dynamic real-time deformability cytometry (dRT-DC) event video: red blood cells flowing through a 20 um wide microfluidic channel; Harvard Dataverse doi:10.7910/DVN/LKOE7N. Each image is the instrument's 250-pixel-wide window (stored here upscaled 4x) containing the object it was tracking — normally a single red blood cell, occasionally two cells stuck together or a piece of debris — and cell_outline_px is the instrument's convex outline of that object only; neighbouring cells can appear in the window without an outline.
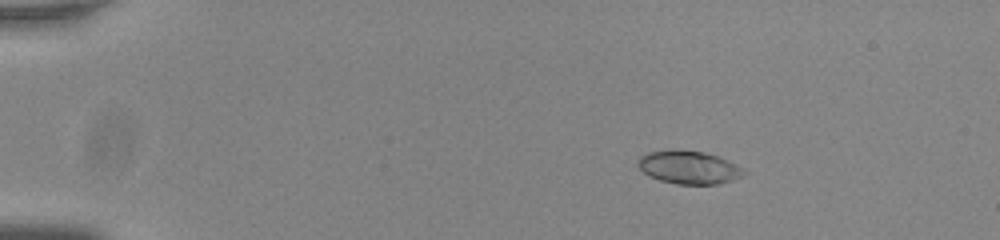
{"species": "common noctule bat (a hibernating species)", "species_latin": "Nyctalus noctula", "temperature_condition": "room temperature", "stored_images_in_passage": 48, "camera_frame_rate_fps": 3000, "um_per_image_px": 0.085, "animal": {"sex": "male", "body_mass_g": 20.0, "forearm_length_mm": 53.3}, "frame": {"image": 1, "passage_image": 2, "time_ms": 0.333, "image_size_px": [1000, 240], "cell_outline_px": [[748, 172], [744, 176], [732, 180], [716, 184], [676, 184], [660, 180], [648, 176], [636, 164], [636, 160], [640, 156], [648, 152], [704, 152], [728, 160], [744, 168]], "centroid_in_image_um": [58.59, 14.27], "position_along_channel_um": 26.4, "area_um2": 20.0}}
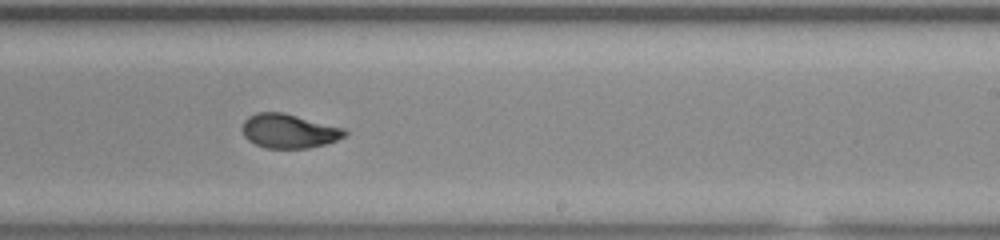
{"frame": {"image": 2, "passage_image": 28, "time_ms": 9.0, "image_size_px": [1000, 240], "cell_outline_px": [[348, 132], [344, 136], [336, 140], [324, 144], [308, 148], [264, 148], [248, 140], [244, 136], [240, 128], [244, 120], [248, 116], [256, 112], [284, 112], [344, 128]], "centroid_in_image_um": [24.51, 11.13], "position_along_channel_um": 264.5, "area_um2": 20.52}}
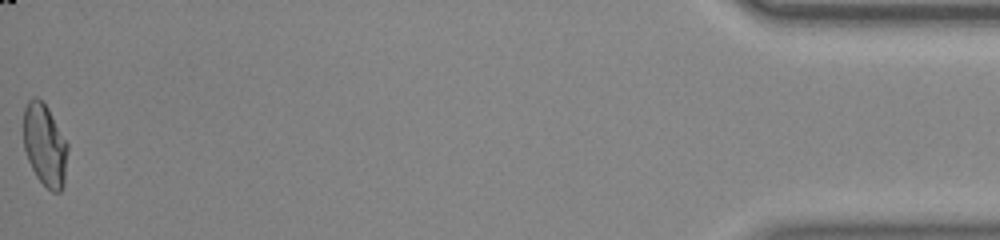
{"frame": {"image": 3, "passage_image": 48, "time_ms": 15.667, "image_size_px": [1000, 240], "cell_outline_px": [[68, 148], [64, 184], [60, 192], [52, 192], [36, 176], [28, 160], [24, 148], [24, 108], [28, 100], [32, 96], [36, 96], [48, 108], [68, 144]], "centroid_in_image_um": [3.81, 12.32], "position_along_channel_um": 431.4, "area_um2": 21.1}, "authors_computed_cell_mechanics": {"area_um2": 20.7213, "velocity_mm_per_s": 3.8064, "shape_relaxation_time_tau1_ms": 7.4452, "shape_relaxation_time_tau2_ms": 1.1685, "deformation_change_tau1": 0.219, "deformation_change_tau2": 0.047}}